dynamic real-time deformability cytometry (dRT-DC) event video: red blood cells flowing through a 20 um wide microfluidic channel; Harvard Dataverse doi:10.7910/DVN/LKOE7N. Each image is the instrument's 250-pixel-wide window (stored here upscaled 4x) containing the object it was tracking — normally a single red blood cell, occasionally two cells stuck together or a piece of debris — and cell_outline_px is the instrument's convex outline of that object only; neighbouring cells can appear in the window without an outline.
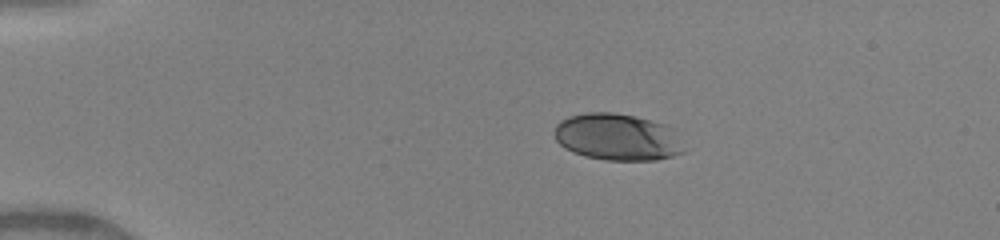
{"species": "human", "species_latin": "Homo sapiens", "temperature_condition": "warm", "stored_images_in_passage": 47, "camera_frame_rate_fps": 3000, "um_per_image_px": 0.085, "donor": {"sex": "female"}, "frame": {"image": 1, "passage_image": 1, "time_ms": 0.0, "image_size_px": [1000, 240], "cell_outline_px": [[684, 152], [672, 156], [656, 160], [604, 160], [584, 156], [572, 152], [564, 148], [556, 140], [556, 124], [560, 120], [568, 116], [588, 112], [612, 112], [636, 116], [664, 124], [676, 128], [684, 148]], "centroid_in_image_um": [52.51, 11.65], "position_along_channel_um": 32.5, "area_um2": 35.72}}
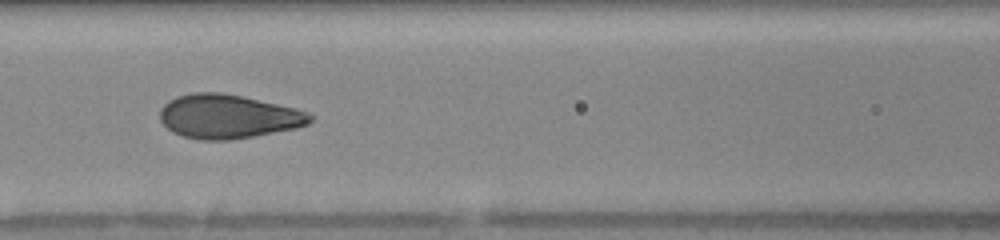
{"frame": {"image": 2, "passage_image": 15, "time_ms": 4.333, "image_size_px": [1000, 240], "cell_outline_px": [[312, 120], [308, 124], [296, 128], [232, 140], [200, 140], [184, 136], [172, 132], [160, 120], [160, 108], [168, 100], [176, 96], [192, 92], [220, 92], [244, 96], [296, 108], [308, 112], [312, 116]], "centroid_in_image_um": [19.38, 9.89], "position_along_channel_um": 147.2, "area_um2": 38.67}}
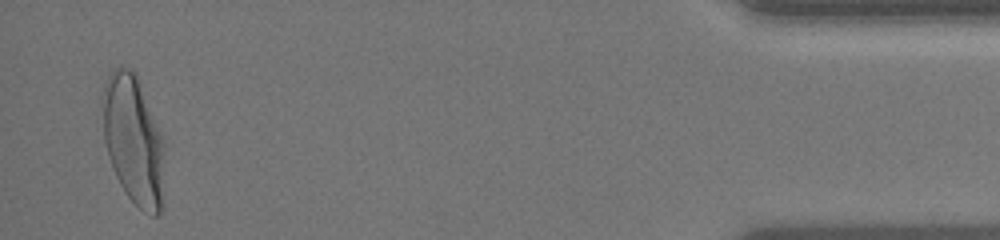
{"frame": {"image": 3, "passage_image": 44, "time_ms": 12.667, "image_size_px": [1000, 240], "cell_outline_px": [[164, 148], [160, 212], [156, 216], [152, 216], [144, 212], [124, 192], [112, 168], [108, 156], [104, 140], [100, 100], [104, 84], [108, 76], [116, 68], [132, 68], [136, 72], [164, 136]], "centroid_in_image_um": [11.32, 11.83], "position_along_channel_um": 423.9, "area_um2": 47.16}, "authors_computed_cell_mechanics": {"area_um2": 38.6682, "velocity_mm_per_s": 4.1337, "shape_relaxation_time_tau1_ms": 3.9111, "shape_relaxation_time_tau2_ms": null, "deformation_change_tau1": 0.1841, "deformation_change_tau2": null}}